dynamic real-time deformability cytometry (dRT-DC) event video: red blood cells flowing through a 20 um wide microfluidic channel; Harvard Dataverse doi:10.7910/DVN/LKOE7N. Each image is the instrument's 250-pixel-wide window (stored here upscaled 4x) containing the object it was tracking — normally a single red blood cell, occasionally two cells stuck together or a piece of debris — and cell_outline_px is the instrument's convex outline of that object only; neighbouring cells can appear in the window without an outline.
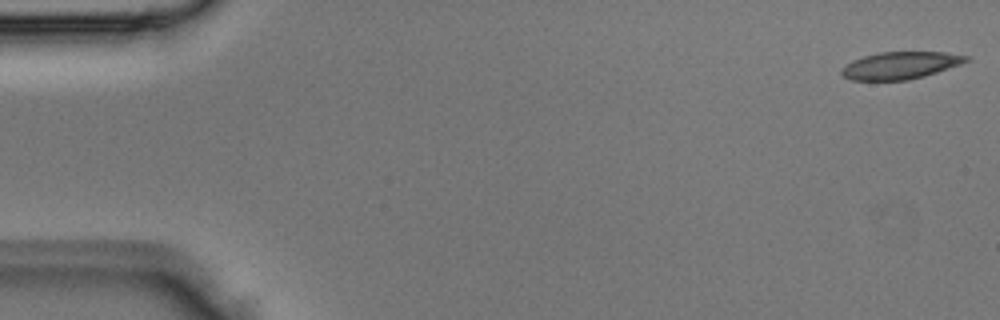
{"species": "Egyptian fruit bat (a non-hibernating species)", "species_latin": "Rousettus aegyptiacus", "temperature_condition": "room temperature", "stored_images_in_passage": 4, "camera_frame_rate_fps": 3000, "um_per_image_px": 0.085, "animal": {"sex": "male"}, "frame": {"image": 1, "passage_image": 1, "time_ms": 0.0, "image_size_px": [1000, 320], "cell_outline_px": [[972, 60], [924, 76], [908, 80], [852, 80], [844, 76], [840, 72], [852, 60], [864, 56], [880, 52], [944, 52], [972, 56]], "centroid_in_image_um": [76.59, 5.55], "position_along_channel_um": 8.4, "area_um2": 19.65}}
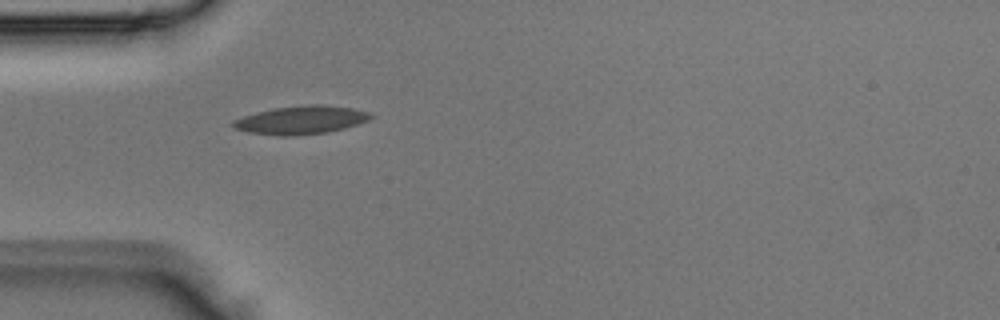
{"frame": {"image": 2, "passage_image": 4, "time_ms": 1.0, "image_size_px": [1000, 320], "cell_outline_px": [[376, 116], [368, 120], [344, 128], [328, 132], [288, 136], [280, 136], [248, 132], [236, 128], [232, 124], [232, 120], [256, 112], [276, 108], [308, 104], [324, 104], [352, 108], [372, 112]], "centroid_in_image_um": [25.64, 10.19], "position_along_channel_um": 59.4, "area_um2": 22.66}}